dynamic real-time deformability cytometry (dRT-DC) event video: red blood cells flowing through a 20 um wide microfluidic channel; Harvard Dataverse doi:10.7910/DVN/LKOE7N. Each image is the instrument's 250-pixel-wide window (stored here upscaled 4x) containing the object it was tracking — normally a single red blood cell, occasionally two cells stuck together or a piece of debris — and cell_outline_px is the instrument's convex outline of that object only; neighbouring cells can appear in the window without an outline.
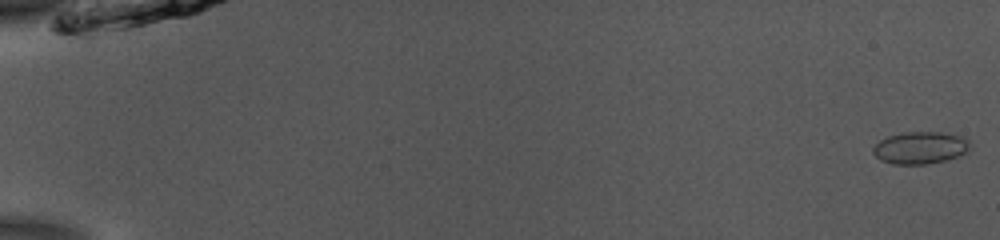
{"species": "common noctule bat (a hibernating species)", "species_latin": "Nyctalus noctula", "temperature_condition": "room temperature", "stored_images_in_passage": 53, "camera_frame_rate_fps": 3000, "um_per_image_px": 0.085, "animal": {"sex": "male", "body_mass_g": 13.0, "forearm_length_mm": 53.1}, "frame": {"image": 1, "passage_image": 1, "time_ms": 0.0, "image_size_px": [1000, 240], "cell_outline_px": [[972, 148], [968, 152], [944, 160], [928, 164], [892, 164], [880, 160], [872, 152], [872, 148], [880, 140], [888, 136], [904, 132], [944, 132], [964, 136], [972, 144]], "centroid_in_image_um": [78.26, 12.55], "position_along_channel_um": 6.7, "area_um2": 18.44}}
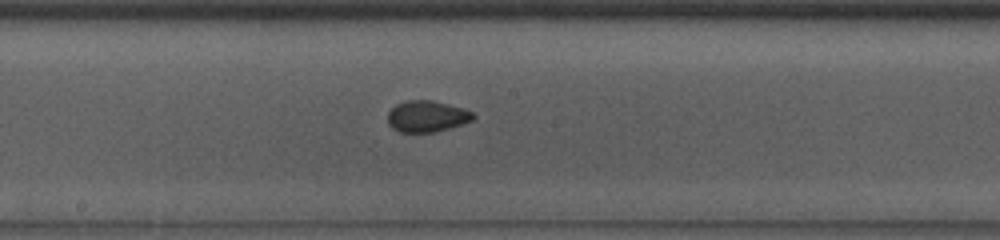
{"frame": {"image": 2, "passage_image": 30, "time_ms": 9.667, "image_size_px": [1000, 240], "cell_outline_px": [[476, 116], [472, 120], [464, 124], [436, 132], [400, 132], [392, 128], [388, 124], [388, 112], [396, 104], [408, 100], [432, 100], [464, 108], [472, 112]], "centroid_in_image_um": [36.3, 9.89], "position_along_channel_um": 211.9, "area_um2": 15.72}}
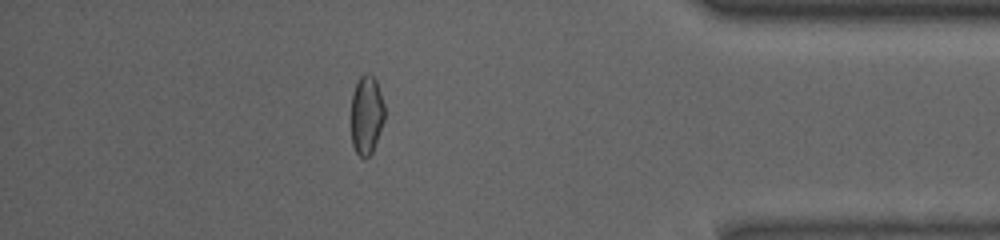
{"frame": {"image": 3, "passage_image": 47, "time_ms": 15.333, "image_size_px": [1000, 240], "cell_outline_px": [[384, 120], [372, 152], [364, 160], [356, 152], [352, 144], [352, 92], [360, 76], [364, 72], [368, 72], [376, 80], [384, 104]], "centroid_in_image_um": [31.15, 9.75], "position_along_channel_um": 404.1, "area_um2": 15.32}, "authors_computed_cell_mechanics": {"area_um2": 16.0684, "velocity_mm_per_s": 3.8859, "shape_relaxation_time_tau1_ms": 7.9847, "shape_relaxation_time_tau2_ms": 1.9305, "deformation_change_tau1": 0.1159, "deformation_change_tau2": 0.0272}}